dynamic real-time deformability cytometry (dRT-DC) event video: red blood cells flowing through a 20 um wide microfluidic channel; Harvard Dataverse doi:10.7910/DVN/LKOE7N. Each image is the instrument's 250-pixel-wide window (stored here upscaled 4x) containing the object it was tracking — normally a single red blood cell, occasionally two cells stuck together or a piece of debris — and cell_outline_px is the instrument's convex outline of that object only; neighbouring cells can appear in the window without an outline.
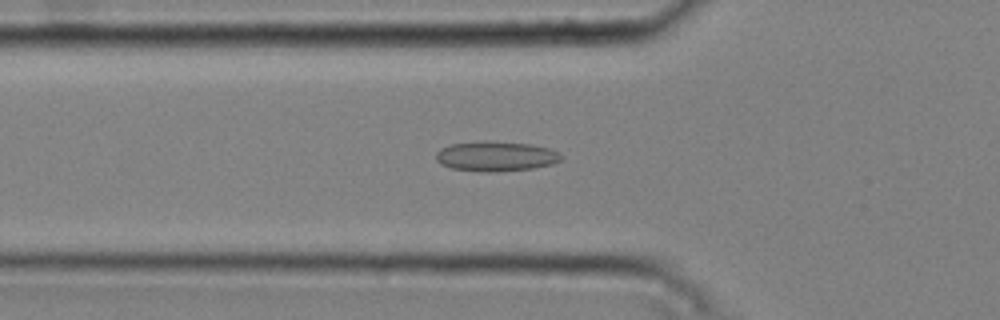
{"species": "common noctule bat (a hibernating species)", "species_latin": "Nyctalus noctula", "temperature_condition": "cold", "stored_images_in_passage": 50, "camera_frame_rate_fps": 3000, "um_per_image_px": 0.085, "animal": {"sex": "male", "body_mass_g": 20.4}, "frame": {"image": 1, "passage_image": 17, "time_ms": 5.333, "image_size_px": [1000, 320], "cell_outline_px": [[564, 156], [560, 160], [552, 164], [532, 168], [500, 172], [480, 172], [452, 168], [440, 164], [436, 160], [436, 152], [440, 148], [452, 144], [484, 140], [492, 140], [532, 144], [548, 148], [560, 152]], "centroid_in_image_um": [42.15, 13.27], "position_along_channel_um": 83.6, "area_um2": 22.25}}
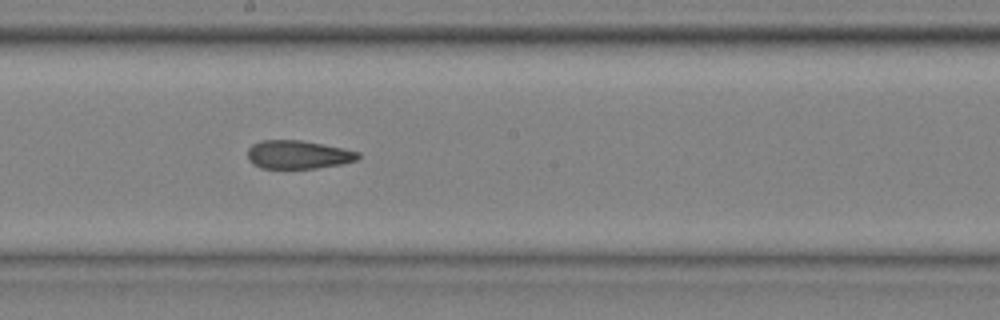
{"frame": {"image": 2, "passage_image": 28, "time_ms": 9.0, "image_size_px": [1000, 320], "cell_outline_px": [[360, 156], [356, 160], [340, 164], [316, 168], [260, 168], [252, 164], [248, 160], [248, 148], [252, 144], [260, 140], [300, 140], [344, 148], [360, 152]], "centroid_in_image_um": [25.31, 13.14], "position_along_channel_um": 222.9, "area_um2": 18.32}}
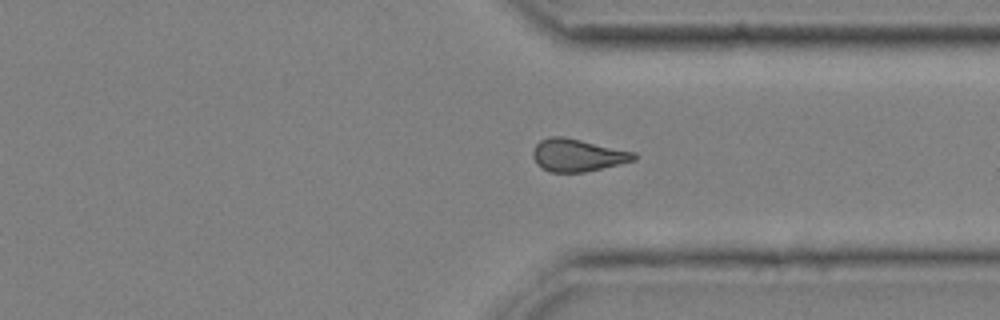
{"frame": {"image": 3, "passage_image": 39, "time_ms": 12.667, "image_size_px": [1000, 320], "cell_outline_px": [[640, 156], [636, 160], [620, 164], [584, 172], [548, 172], [540, 168], [536, 164], [532, 156], [532, 152], [536, 144], [540, 140], [548, 136], [564, 136], [636, 152]], "centroid_in_image_um": [49.09, 13.19], "position_along_channel_um": 362.3, "area_um2": 19.54}, "authors_computed_cell_mechanics": {"area_um2": 19.363, "velocity_mm_per_s": 3.7839, "shape_relaxation_time_tau1_ms": null, "shape_relaxation_time_tau2_ms": 2.1975, "deformation_change_tau1": null, "deformation_change_tau2": 0.0934}}